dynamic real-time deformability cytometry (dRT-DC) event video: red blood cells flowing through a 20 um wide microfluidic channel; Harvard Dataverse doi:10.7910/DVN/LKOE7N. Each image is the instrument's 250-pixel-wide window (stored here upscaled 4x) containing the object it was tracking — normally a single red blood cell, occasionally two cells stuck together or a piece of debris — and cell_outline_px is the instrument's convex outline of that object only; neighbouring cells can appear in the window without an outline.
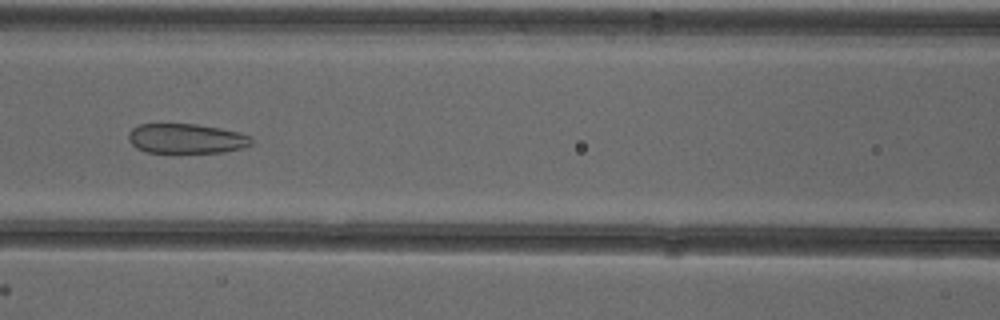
{"species": "common noctule bat (a hibernating species)", "species_latin": "Nyctalus noctula", "temperature_condition": "cold", "stored_images_in_passage": 35, "camera_frame_rate_fps": 3000, "um_per_image_px": 0.085, "animal": {"sex": "female"}, "frame": {"image": 1, "passage_image": 16, "time_ms": 5.0, "image_size_px": [1000, 320], "cell_outline_px": [[252, 144], [244, 148], [224, 152], [176, 156], [148, 152], [136, 148], [128, 140], [128, 132], [132, 128], [140, 124], [196, 124], [220, 128], [240, 132], [252, 136]], "centroid_in_image_um": [15.84, 11.83], "position_along_channel_um": 150.8, "area_um2": 22.54}}
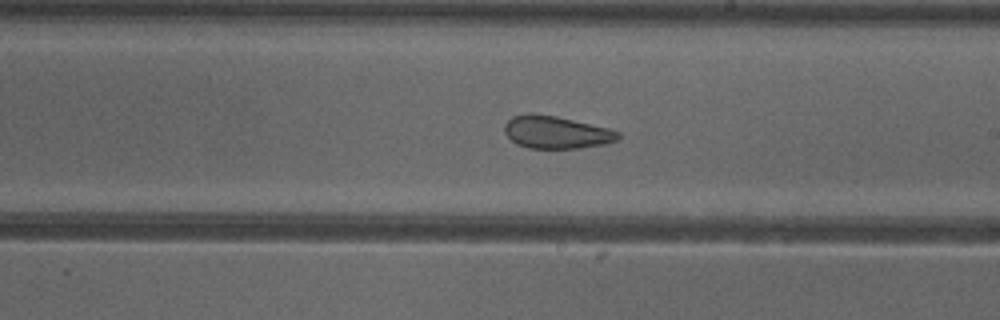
{"frame": {"image": 2, "passage_image": 23, "time_ms": 7.333, "image_size_px": [1000, 320], "cell_outline_px": [[620, 136], [616, 140], [604, 144], [580, 148], [528, 148], [516, 144], [504, 132], [504, 124], [512, 116], [528, 112], [532, 112], [556, 116], [608, 128], [620, 132]], "centroid_in_image_um": [47.24, 11.23], "position_along_channel_um": 241.8, "area_um2": 21.62}}
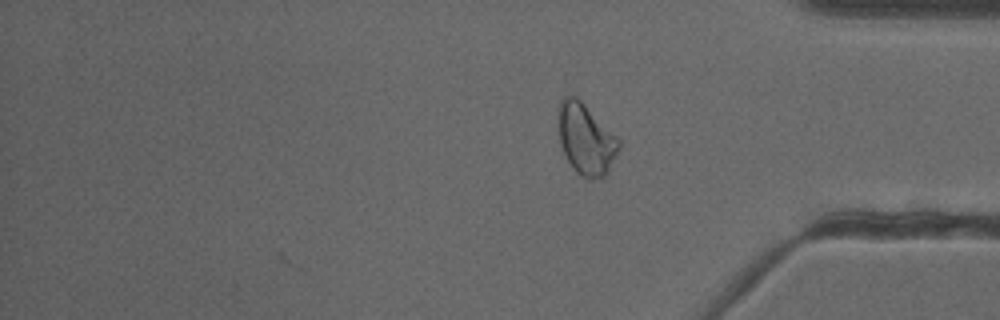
{"frame": {"image": 3, "passage_image": 35, "time_ms": 11.333, "image_size_px": [1000, 320], "cell_outline_px": [[620, 148], [608, 172], [604, 176], [580, 176], [576, 172], [568, 160], [560, 144], [556, 108], [560, 100], [564, 96], [576, 96], [620, 140]], "centroid_in_image_um": [49.76, 11.77], "position_along_channel_um": 385.4, "area_um2": 24.8}, "authors_computed_cell_mechanics": {"area_um2": 22.542, "velocity_mm_per_s": 3.892, "shape_relaxation_time_tau1_ms": null, "shape_relaxation_time_tau2_ms": 1.2715, "deformation_change_tau1": null, "deformation_change_tau2": 0.083}}